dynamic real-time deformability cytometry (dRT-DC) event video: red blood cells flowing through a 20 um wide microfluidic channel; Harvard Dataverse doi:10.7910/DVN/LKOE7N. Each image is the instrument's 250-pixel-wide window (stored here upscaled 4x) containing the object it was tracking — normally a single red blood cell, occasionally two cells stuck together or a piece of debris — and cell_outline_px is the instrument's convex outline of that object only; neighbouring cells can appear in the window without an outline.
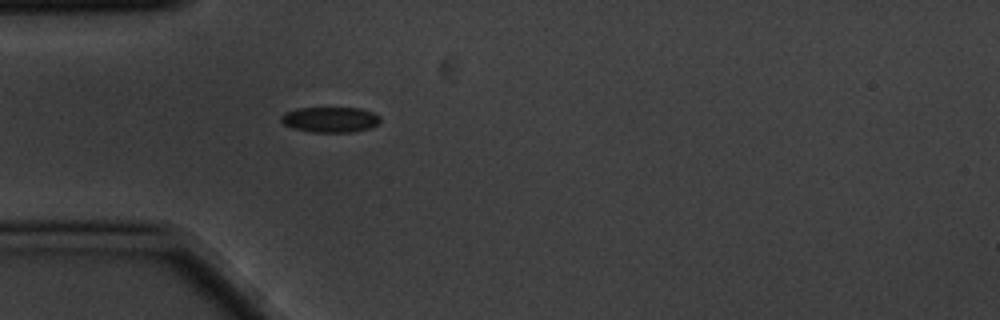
{"species": "common noctule bat (a hibernating species)", "species_latin": "Nyctalus noctula", "temperature_condition": "cold", "stored_images_in_passage": 2, "camera_frame_rate_fps": 3000, "um_per_image_px": 0.085, "animal": {"sex": "male", "body_mass_g": 20.1, "forearm_length_mm": 53.5}, "frame": {"image": 1, "passage_image": 2, "time_ms": 0.333, "image_size_px": [1000, 320], "cell_outline_px": [[380, 120], [376, 124], [368, 128], [352, 132], [312, 132], [292, 128], [284, 124], [280, 120], [280, 116], [284, 112], [296, 108], [360, 108], [372, 112], [380, 116]], "centroid_in_image_um": [28.02, 10.16], "position_along_channel_um": 57.0, "area_um2": 14.68}}